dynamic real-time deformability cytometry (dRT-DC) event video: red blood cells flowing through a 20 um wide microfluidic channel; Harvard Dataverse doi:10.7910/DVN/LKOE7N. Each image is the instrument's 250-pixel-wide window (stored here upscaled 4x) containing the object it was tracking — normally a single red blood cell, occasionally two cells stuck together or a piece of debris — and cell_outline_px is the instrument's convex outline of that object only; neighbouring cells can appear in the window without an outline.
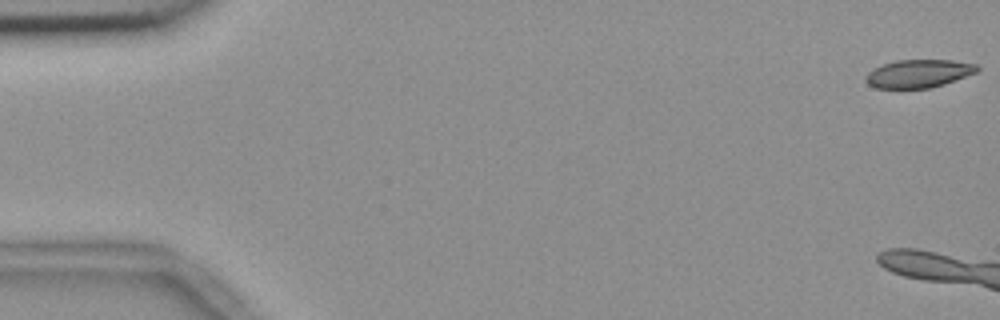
{"species": "common noctule bat (a hibernating species)", "species_latin": "Nyctalus noctula", "temperature_condition": "room temperature", "stored_images_in_passage": 6, "camera_frame_rate_fps": 3000, "um_per_image_px": 0.085, "animal": {"sex": "female", "body_mass_g": 18.4}, "frame": {"image": 1, "passage_image": 1, "time_ms": 0.0, "image_size_px": [1000, 320], "cell_outline_px": [[980, 68], [976, 72], [944, 84], [928, 88], [876, 88], [868, 84], [864, 80], [868, 72], [872, 68], [896, 60], [952, 60], [976, 64]], "centroid_in_image_um": [78.05, 6.25], "position_along_channel_um": 6.9, "area_um2": 18.15}}